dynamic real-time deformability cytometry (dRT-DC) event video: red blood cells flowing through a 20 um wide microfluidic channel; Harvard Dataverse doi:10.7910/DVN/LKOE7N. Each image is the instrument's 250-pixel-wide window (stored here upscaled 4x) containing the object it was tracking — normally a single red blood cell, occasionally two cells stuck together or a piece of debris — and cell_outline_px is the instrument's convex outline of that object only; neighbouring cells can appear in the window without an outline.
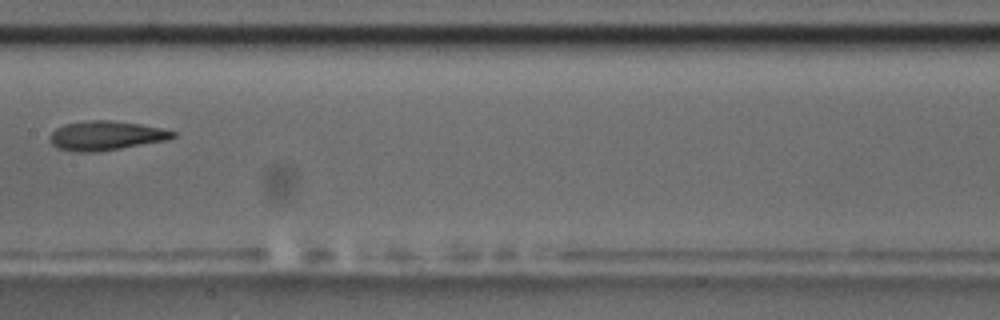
{"species": "common noctule bat (a hibernating species)", "species_latin": "Nyctalus noctula", "temperature_condition": "room temperature", "stored_images_in_passage": 15, "camera_frame_rate_fps": 3000, "um_per_image_px": 0.085, "animal": {"sex": "male", "body_mass_g": 17.5, "forearm_length_mm": 52.3}, "frame": {"image": 1, "passage_image": 9, "time_ms": 9.333, "image_size_px": [1000, 320], "cell_outline_px": [[176, 136], [168, 140], [96, 152], [76, 152], [56, 148], [48, 140], [48, 136], [56, 128], [64, 124], [88, 120], [112, 120], [140, 124], [160, 128], [176, 132]], "centroid_in_image_um": [8.96, 11.53], "position_along_channel_um": 198.4, "area_um2": 21.1}, "authors_computed_cell_mechanics": {"area_um2": 20.9814, "velocity_mm_per_s": 3.5151, "shape_relaxation_time_tau1_ms": 3.2711, "shape_relaxation_time_tau2_ms": 2.5099, "deformation_change_tau1": 0.1404, "deformation_change_tau2": 0.1027}}